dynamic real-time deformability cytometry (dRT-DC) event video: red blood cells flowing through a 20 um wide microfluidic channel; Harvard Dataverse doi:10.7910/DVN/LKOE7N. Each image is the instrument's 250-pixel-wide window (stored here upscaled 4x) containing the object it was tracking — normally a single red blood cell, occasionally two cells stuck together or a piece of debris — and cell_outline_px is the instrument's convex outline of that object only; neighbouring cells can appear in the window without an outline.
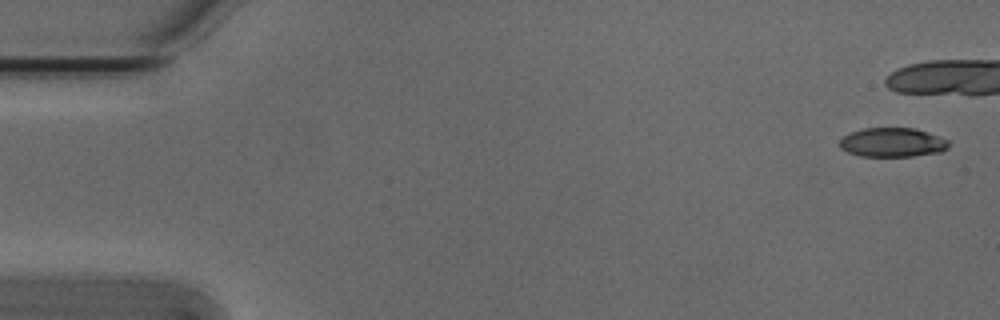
{"species": "Egyptian fruit bat (a non-hibernating species)", "species_latin": "Rousettus aegyptiacus", "temperature_condition": "cold", "stored_images_in_passage": 8, "camera_frame_rate_fps": 3000, "um_per_image_px": 0.085, "animal": {"sex": "male"}, "frame": {"image": 1, "passage_image": 1, "time_ms": 0.0, "image_size_px": [1000, 320], "cell_outline_px": [[948, 148], [940, 152], [912, 156], [860, 156], [848, 152], [840, 148], [840, 140], [844, 136], [852, 132], [864, 128], [916, 128], [948, 140]], "centroid_in_image_um": [75.85, 12.1], "position_along_channel_um": 9.1, "area_um2": 18.38}}